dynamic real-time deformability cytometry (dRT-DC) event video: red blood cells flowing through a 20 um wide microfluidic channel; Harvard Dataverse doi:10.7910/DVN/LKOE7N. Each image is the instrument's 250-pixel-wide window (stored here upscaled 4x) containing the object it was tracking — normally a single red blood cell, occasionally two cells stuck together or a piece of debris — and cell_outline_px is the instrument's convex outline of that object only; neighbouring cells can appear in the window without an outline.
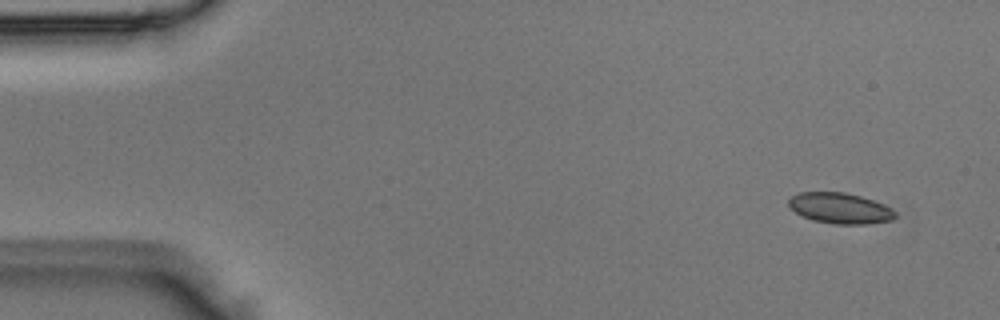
{"species": "Egyptian fruit bat (a non-hibernating species)", "species_latin": "Rousettus aegyptiacus", "temperature_condition": "room temperature", "stored_images_in_passage": 11, "camera_frame_rate_fps": 3000, "um_per_image_px": 0.085, "animal": {"sex": "male"}, "frame": {"image": 1, "passage_image": 4, "time_ms": 1.0, "image_size_px": [1000, 320], "cell_outline_px": [[896, 216], [892, 220], [868, 224], [836, 224], [812, 220], [796, 212], [788, 204], [788, 200], [792, 196], [800, 192], [844, 192], [860, 196], [884, 204], [892, 208], [896, 212]], "centroid_in_image_um": [71.43, 17.7], "position_along_channel_um": 13.6, "area_um2": 19.02}}